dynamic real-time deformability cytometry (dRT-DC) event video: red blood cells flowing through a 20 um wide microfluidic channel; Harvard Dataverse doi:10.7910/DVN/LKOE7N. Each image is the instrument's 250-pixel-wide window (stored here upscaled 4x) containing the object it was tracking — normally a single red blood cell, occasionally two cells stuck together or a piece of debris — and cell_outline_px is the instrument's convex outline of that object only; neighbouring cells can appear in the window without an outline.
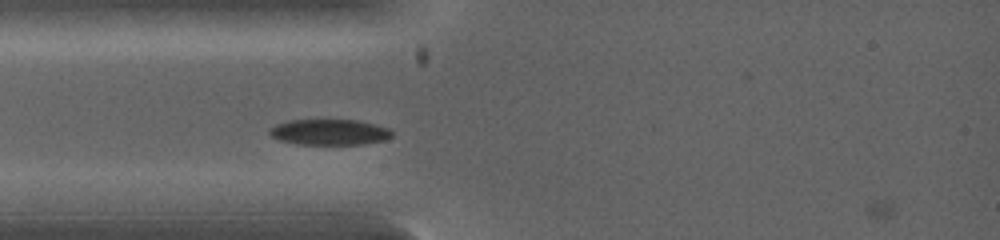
{"species": "common noctule bat (a hibernating species)", "species_latin": "Nyctalus noctula", "temperature_condition": "warm", "stored_images_in_passage": 2, "camera_frame_rate_fps": 5000, "um_per_image_px": 0.085, "animal": {"sex": "female", "body_mass_g": 19.0, "forearm_length_mm": 53.3}, "frame": {"image": 1, "passage_image": 1, "time_ms": 0.0, "image_size_px": [1000, 240], "cell_outline_px": [[392, 136], [384, 140], [364, 144], [296, 144], [280, 140], [272, 136], [268, 132], [268, 128], [276, 124], [288, 120], [360, 120], [376, 124], [388, 128], [392, 132]], "centroid_in_image_um": [27.99, 11.22], "position_along_channel_um": 57.0, "area_um2": 18.44}}